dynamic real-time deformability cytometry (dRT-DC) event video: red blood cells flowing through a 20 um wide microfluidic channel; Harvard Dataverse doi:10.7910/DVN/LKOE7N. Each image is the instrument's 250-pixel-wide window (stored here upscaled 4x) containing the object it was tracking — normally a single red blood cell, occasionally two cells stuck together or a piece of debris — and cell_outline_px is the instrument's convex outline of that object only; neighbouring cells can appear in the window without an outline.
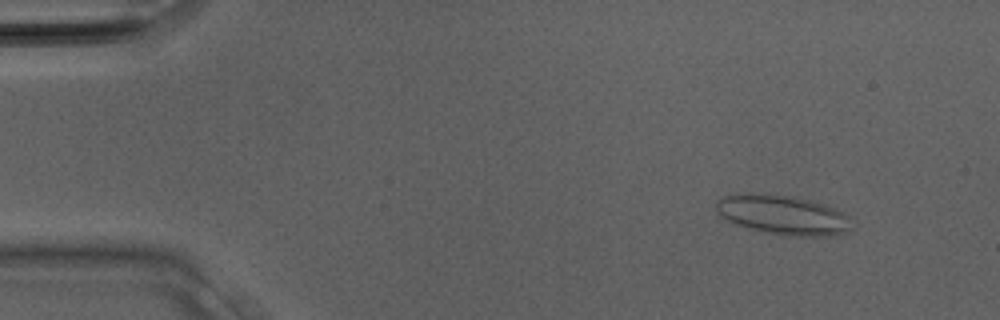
{"species": "Egyptian fruit bat (a non-hibernating species)", "species_latin": "Rousettus aegyptiacus", "temperature_condition": "room temperature", "stored_images_in_passage": 8, "camera_frame_rate_fps": 3000, "um_per_image_px": 0.085, "animal": {"sex": "male"}, "frame": {"image": 1, "passage_image": 3, "time_ms": 0.667, "image_size_px": [1000, 320], "cell_outline_px": [[852, 228], [848, 232], [832, 236], [780, 236], [736, 224], [720, 216], [716, 212], [716, 200], [724, 196], [748, 192], [752, 192], [792, 196], [824, 204], [844, 212], [848, 216]], "centroid_in_image_um": [66.55, 18.27], "position_along_channel_um": 18.5, "area_um2": 31.5}}